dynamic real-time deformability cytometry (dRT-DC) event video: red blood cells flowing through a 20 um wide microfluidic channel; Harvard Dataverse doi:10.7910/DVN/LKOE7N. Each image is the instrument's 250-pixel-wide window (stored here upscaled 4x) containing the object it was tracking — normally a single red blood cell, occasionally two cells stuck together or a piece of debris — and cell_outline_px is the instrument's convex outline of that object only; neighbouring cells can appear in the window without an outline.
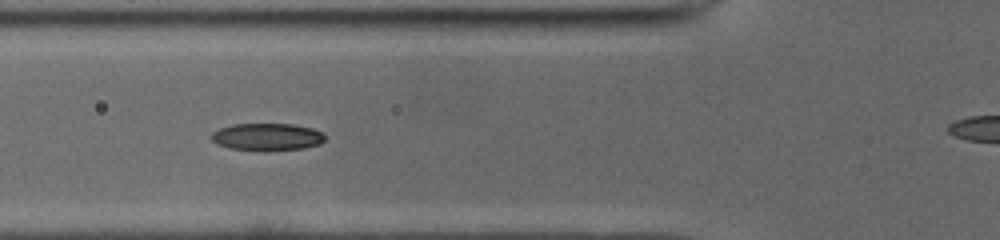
{"species": "common noctule bat (a hibernating species)", "species_latin": "Nyctalus noctula", "temperature_condition": "cold", "stored_images_in_passage": 32, "camera_frame_rate_fps": 3000, "um_per_image_px": 0.085, "animal": {"sex": "male", "body_mass_g": 19.0, "forearm_length_mm": 50.8}, "frame": {"image": 1, "passage_image": 6, "time_ms": 1.667, "image_size_px": [1000, 240], "cell_outline_px": [[324, 140], [320, 144], [304, 148], [264, 152], [260, 152], [228, 148], [216, 144], [212, 140], [212, 132], [220, 128], [232, 124], [292, 124], [312, 128], [324, 132]], "centroid_in_image_um": [22.7, 11.66], "position_along_channel_um": 103.1, "area_um2": 18.5}}
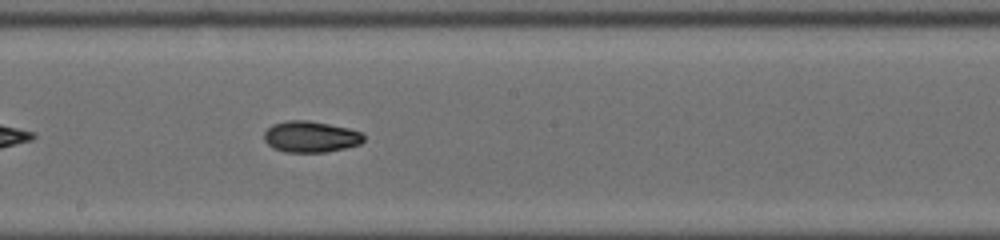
{"frame": {"image": 2, "passage_image": 15, "time_ms": 4.667, "image_size_px": [1000, 240], "cell_outline_px": [[364, 140], [360, 144], [344, 148], [324, 152], [284, 152], [272, 148], [264, 140], [264, 132], [272, 124], [284, 120], [308, 120], [348, 128], [360, 132], [364, 136]], "centroid_in_image_um": [26.36, 11.62], "position_along_channel_um": 221.8, "area_um2": 18.15}}
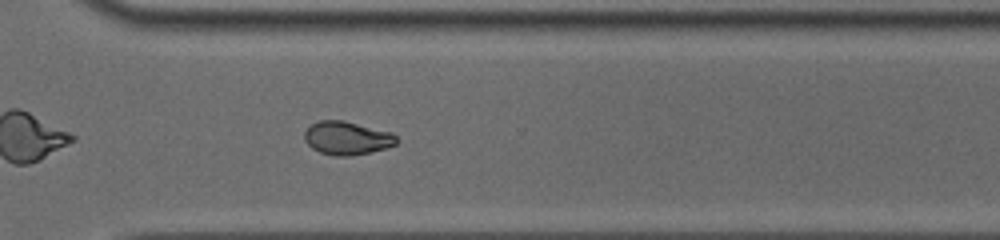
{"frame": {"image": 3, "passage_image": 24, "time_ms": 7.667, "image_size_px": [1000, 240], "cell_outline_px": [[396, 144], [372, 152], [348, 156], [336, 156], [320, 152], [312, 148], [304, 140], [304, 132], [312, 124], [320, 120], [344, 120], [392, 132], [396, 136]], "centroid_in_image_um": [29.48, 11.73], "position_along_channel_um": 341.1, "area_um2": 17.86}, "authors_computed_cell_mechanics": {"area_um2": 18.1203, "velocity_mm_per_s": 3.9598, "shape_relaxation_time_tau1_ms": 4.2414, "shape_relaxation_time_tau2_ms": 1.9788, "deformation_change_tau1": 0.1649, "deformation_change_tau2": 0.0533}}